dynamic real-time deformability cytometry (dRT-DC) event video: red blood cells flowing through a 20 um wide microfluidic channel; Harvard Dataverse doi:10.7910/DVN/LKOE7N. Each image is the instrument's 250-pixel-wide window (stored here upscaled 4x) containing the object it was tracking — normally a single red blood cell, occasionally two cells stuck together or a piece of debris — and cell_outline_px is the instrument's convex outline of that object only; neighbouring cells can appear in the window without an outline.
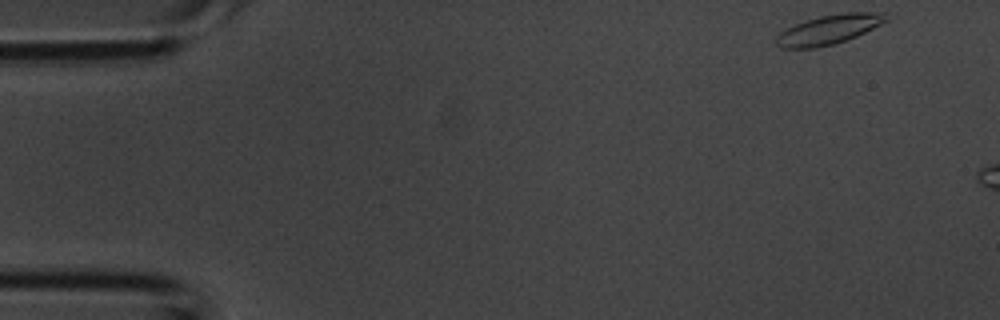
{"species": "common noctule bat (a hibernating species)", "species_latin": "Nyctalus noctula", "temperature_condition": "room temperature", "stored_images_in_passage": 5, "camera_frame_rate_fps": 3000, "um_per_image_px": 0.085, "animal": {"sex": "male", "body_mass_g": 20.1, "forearm_length_mm": 53.5}, "frame": {"image": 1, "passage_image": 1, "time_ms": 0.0, "image_size_px": [1000, 320], "cell_outline_px": [[896, 16], [892, 20], [856, 36], [832, 44], [816, 48], [780, 48], [772, 40], [780, 32], [796, 24], [820, 16], [844, 12], [884, 12]], "centroid_in_image_um": [70.55, 2.49], "position_along_channel_um": 14.4, "area_um2": 19.19}}